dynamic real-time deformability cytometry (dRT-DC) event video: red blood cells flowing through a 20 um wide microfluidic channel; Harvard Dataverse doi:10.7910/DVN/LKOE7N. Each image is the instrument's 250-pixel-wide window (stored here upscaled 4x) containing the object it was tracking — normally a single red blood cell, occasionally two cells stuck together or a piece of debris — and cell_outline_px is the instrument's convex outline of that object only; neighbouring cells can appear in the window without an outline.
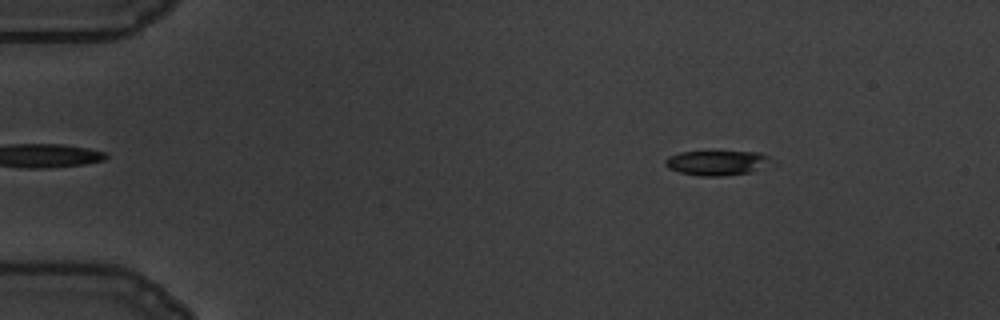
{"species": "common noctule bat (a hibernating species)", "species_latin": "Nyctalus noctula", "temperature_condition": "warm", "stored_images_in_passage": 58, "camera_frame_rate_fps": 3000, "um_per_image_px": 0.085, "animal": {"sex": "male", "body_mass_g": 19.5, "forearm_length_mm": 54.6}, "frame": {"image": 1, "passage_image": 8, "time_ms": 2.333, "image_size_px": [1000, 320], "cell_outline_px": [[768, 156], [752, 172], [724, 176], [700, 176], [680, 172], [668, 168], [664, 164], [664, 160], [668, 156], [680, 152], [760, 152]], "centroid_in_image_um": [60.75, 13.84], "position_along_channel_um": 24.2, "area_um2": 14.68}}
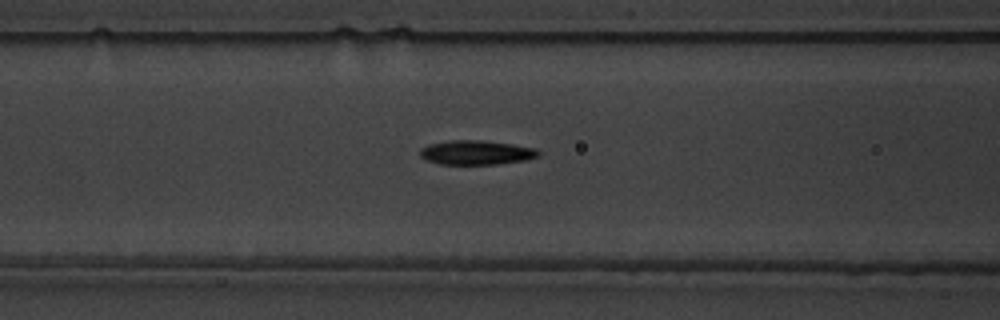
{"frame": {"image": 2, "passage_image": 24, "time_ms": 7.667, "image_size_px": [1000, 320], "cell_outline_px": [[540, 156], [524, 160], [500, 164], [440, 164], [428, 160], [420, 156], [420, 148], [428, 144], [452, 140], [480, 140], [512, 144], [536, 148], [540, 152]], "centroid_in_image_um": [40.49, 12.96], "position_along_channel_um": 126.1, "area_um2": 16.76}}
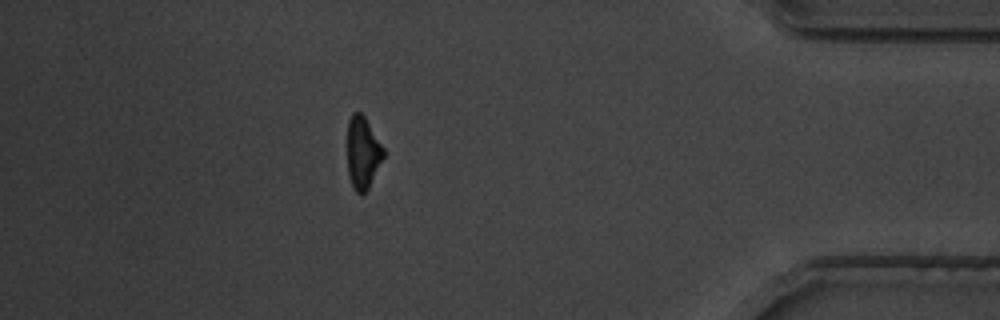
{"frame": {"image": 3, "passage_image": 51, "time_ms": 16.667, "image_size_px": [1000, 320], "cell_outline_px": [[384, 156], [368, 188], [364, 192], [356, 192], [352, 188], [348, 172], [348, 120], [352, 112], [360, 112], [364, 116], [384, 148]], "centroid_in_image_um": [30.82, 12.96], "position_along_channel_um": 404.4, "area_um2": 14.97}, "authors_computed_cell_mechanics": {"area_um2": 16.1262, "velocity_mm_per_s": 3.5253, "shape_relaxation_time_tau1_ms": 2.5805, "shape_relaxation_time_tau2_ms": 3.5813, "deformation_change_tau1": 0.1595, "deformation_change_tau2": 0.1283}}